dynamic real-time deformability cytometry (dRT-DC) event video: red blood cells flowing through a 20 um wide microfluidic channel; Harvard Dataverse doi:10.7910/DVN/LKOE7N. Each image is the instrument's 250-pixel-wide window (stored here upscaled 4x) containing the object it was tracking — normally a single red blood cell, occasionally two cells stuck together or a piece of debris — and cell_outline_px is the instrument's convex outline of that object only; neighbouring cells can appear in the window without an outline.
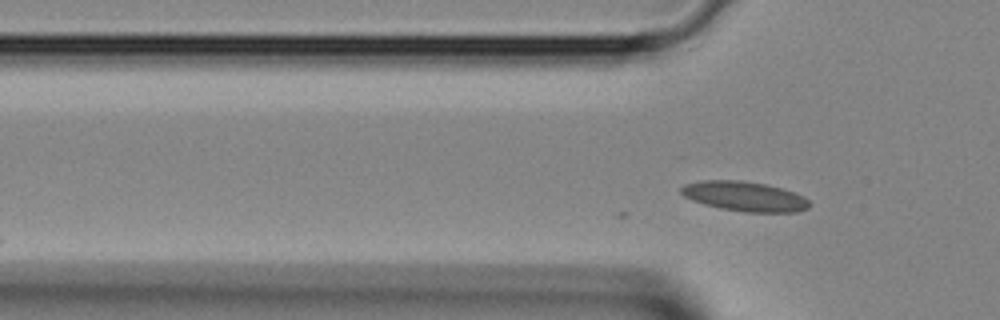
{"species": "Egyptian fruit bat (a non-hibernating species)", "species_latin": "Rousettus aegyptiacus", "temperature_condition": "room temperature", "stored_images_in_passage": 36, "camera_frame_rate_fps": 3000, "um_per_image_px": 0.085, "animal": {"sex": "female"}, "frame": {"image": 1, "passage_image": 8, "time_ms": 2.333, "image_size_px": [1000, 320], "cell_outline_px": [[812, 204], [808, 208], [796, 212], [744, 212], [720, 208], [704, 204], [692, 200], [684, 196], [680, 192], [680, 188], [684, 184], [700, 180], [740, 180], [764, 184], [780, 188], [804, 196]], "centroid_in_image_um": [63.27, 16.69], "position_along_channel_um": 62.5, "area_um2": 22.25}}
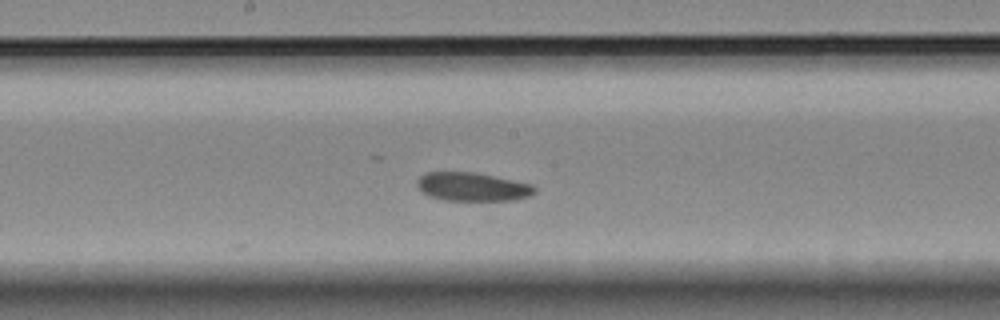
{"frame": {"image": 2, "passage_image": 17, "time_ms": 5.333, "image_size_px": [1000, 320], "cell_outline_px": [[536, 192], [528, 196], [516, 200], [444, 200], [428, 196], [420, 192], [416, 184], [416, 180], [420, 176], [428, 172], [476, 172], [532, 184], [536, 188]], "centroid_in_image_um": [40.13, 15.87], "position_along_channel_um": 208.1, "area_um2": 19.71}}
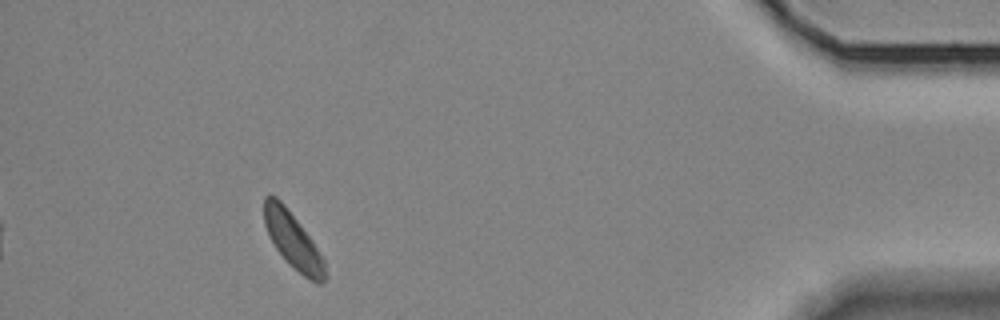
{"frame": {"image": 3, "passage_image": 33, "time_ms": 10.667, "image_size_px": [1000, 320], "cell_outline_px": [[328, 276], [320, 284], [316, 284], [304, 276], [288, 264], [276, 248], [264, 224], [264, 196], [276, 196], [284, 204], [312, 240], [324, 260]], "centroid_in_image_um": [24.92, 20.49], "position_along_channel_um": 410.3, "area_um2": 19.65}}